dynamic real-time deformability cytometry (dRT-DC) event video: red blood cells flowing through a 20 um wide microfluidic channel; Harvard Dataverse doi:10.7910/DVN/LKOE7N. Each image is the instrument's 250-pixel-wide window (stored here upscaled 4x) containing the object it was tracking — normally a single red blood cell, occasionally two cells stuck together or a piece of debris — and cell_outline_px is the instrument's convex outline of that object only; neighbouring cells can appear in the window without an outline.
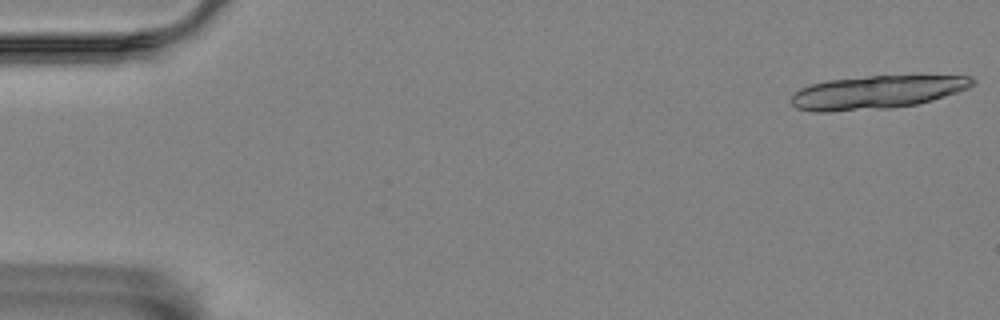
{"species": "Egyptian fruit bat (a non-hibernating species)", "species_latin": "Rousettus aegyptiacus", "temperature_condition": "room temperature", "stored_images_in_passage": 3, "camera_frame_rate_fps": 3000, "um_per_image_px": 0.085, "animal": {"sex": "female"}, "frame": {"image": 1, "passage_image": 3, "time_ms": 0.667, "image_size_px": [1000, 320], "cell_outline_px": [[976, 84], [968, 88], [932, 100], [916, 104], [888, 108], [828, 112], [812, 112], [796, 108], [788, 100], [792, 92], [800, 88], [812, 84], [828, 80], [868, 76], [920, 72], [972, 76], [976, 80]], "centroid_in_image_um": [74.6, 7.78], "position_along_channel_um": 10.4, "area_um2": 36.7}}